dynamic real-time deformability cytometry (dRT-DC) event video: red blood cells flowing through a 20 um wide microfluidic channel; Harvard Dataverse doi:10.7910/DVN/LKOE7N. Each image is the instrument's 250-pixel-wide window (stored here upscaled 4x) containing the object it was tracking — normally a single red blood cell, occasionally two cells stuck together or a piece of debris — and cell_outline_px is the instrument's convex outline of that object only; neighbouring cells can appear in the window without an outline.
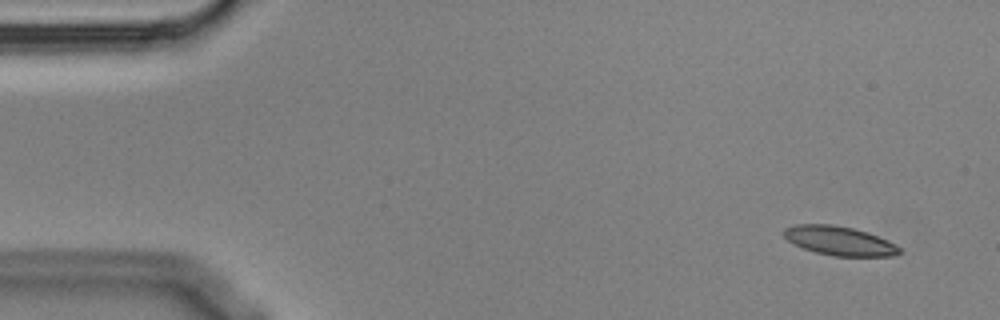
{"species": "Egyptian fruit bat (a non-hibernating species)", "species_latin": "Rousettus aegyptiacus", "temperature_condition": "cold", "stored_images_in_passage": 4, "camera_frame_rate_fps": 3000, "um_per_image_px": 0.085, "animal": {"sex": "male"}, "frame": {"image": 1, "passage_image": 1, "time_ms": 0.0, "image_size_px": [1000, 320], "cell_outline_px": [[900, 252], [892, 256], [832, 256], [816, 252], [804, 248], [788, 240], [784, 236], [784, 228], [796, 224], [832, 224], [852, 228], [868, 232], [888, 240], [900, 248]], "centroid_in_image_um": [71.35, 20.46], "position_along_channel_um": 13.7, "area_um2": 19.42}}
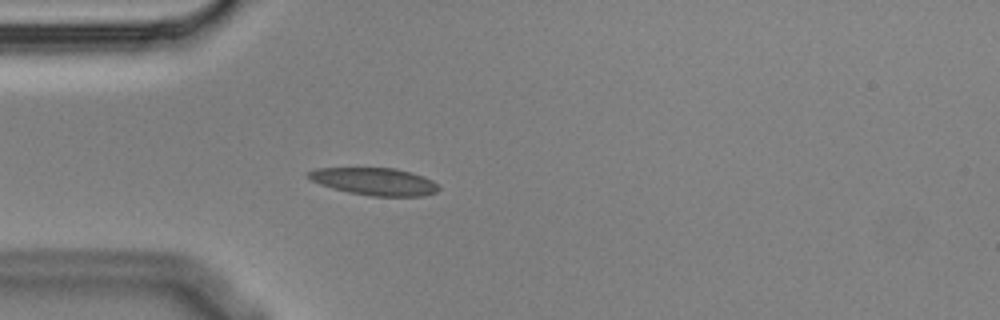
{"frame": {"image": 2, "passage_image": 4, "time_ms": 1.0, "image_size_px": [1000, 320], "cell_outline_px": [[440, 188], [436, 192], [424, 196], [372, 196], [348, 192], [332, 188], [320, 184], [312, 180], [308, 176], [308, 172], [316, 168], [396, 168], [412, 172], [424, 176], [432, 180]], "centroid_in_image_um": [31.87, 15.42], "position_along_channel_um": 53.1, "area_um2": 20.75}}